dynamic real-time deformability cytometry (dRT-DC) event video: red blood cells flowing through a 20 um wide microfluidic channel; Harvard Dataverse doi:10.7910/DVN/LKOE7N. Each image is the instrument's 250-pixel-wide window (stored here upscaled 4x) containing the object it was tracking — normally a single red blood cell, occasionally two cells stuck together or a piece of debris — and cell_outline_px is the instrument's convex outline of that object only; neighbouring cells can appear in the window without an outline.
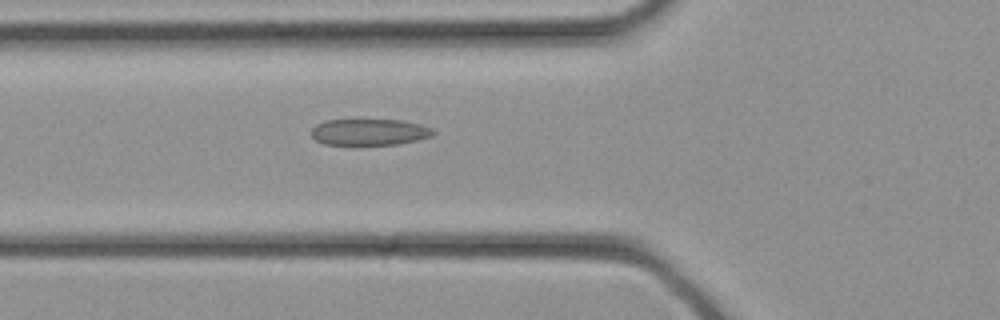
{"species": "common noctule bat (a hibernating species)", "species_latin": "Nyctalus noctula", "temperature_condition": "cold", "stored_images_in_passage": 28, "camera_frame_rate_fps": 3000, "um_per_image_px": 0.085, "animal": {"sex": "female", "body_mass_g": 21.9}, "frame": {"image": 1, "passage_image": 7, "time_ms": 2.0, "image_size_px": [1000, 320], "cell_outline_px": [[436, 132], [432, 136], [400, 144], [324, 144], [316, 140], [312, 136], [312, 128], [316, 124], [324, 120], [400, 120], [420, 124], [432, 128]], "centroid_in_image_um": [31.41, 11.22], "position_along_channel_um": 94.4, "area_um2": 18.61}}
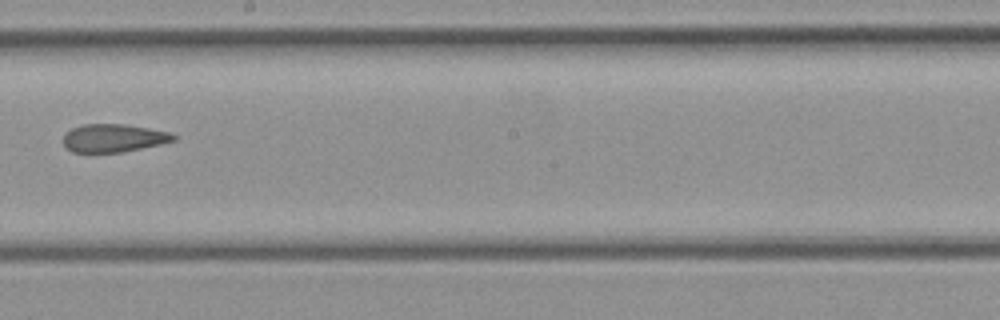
{"frame": {"image": 2, "passage_image": 14, "time_ms": 4.333, "image_size_px": [1000, 320], "cell_outline_px": [[176, 140], [160, 144], [124, 152], [72, 152], [64, 148], [64, 132], [72, 128], [84, 124], [124, 124], [148, 128], [168, 132], [176, 136]], "centroid_in_image_um": [9.61, 11.74], "position_along_channel_um": 238.6, "area_um2": 18.03}}
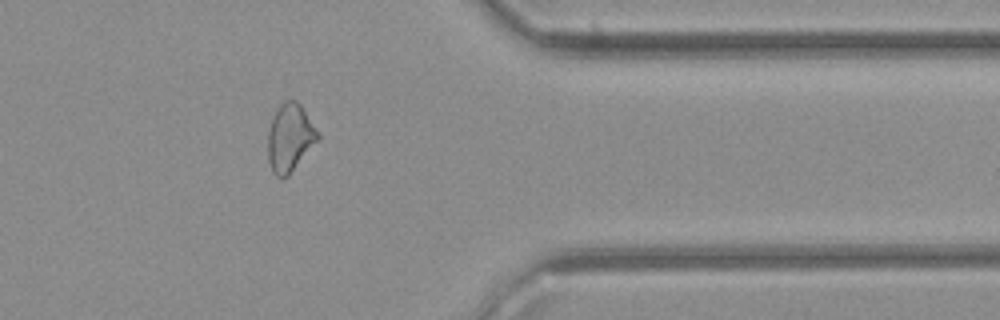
{"frame": {"image": 3, "passage_image": 22, "time_ms": 7.0, "image_size_px": [1000, 320], "cell_outline_px": [[320, 140], [288, 176], [276, 176], [272, 172], [268, 160], [268, 132], [272, 116], [280, 104], [284, 100], [296, 100], [300, 104], [320, 136]], "centroid_in_image_um": [24.64, 11.71], "position_along_channel_um": 386.8, "area_um2": 19.77}}